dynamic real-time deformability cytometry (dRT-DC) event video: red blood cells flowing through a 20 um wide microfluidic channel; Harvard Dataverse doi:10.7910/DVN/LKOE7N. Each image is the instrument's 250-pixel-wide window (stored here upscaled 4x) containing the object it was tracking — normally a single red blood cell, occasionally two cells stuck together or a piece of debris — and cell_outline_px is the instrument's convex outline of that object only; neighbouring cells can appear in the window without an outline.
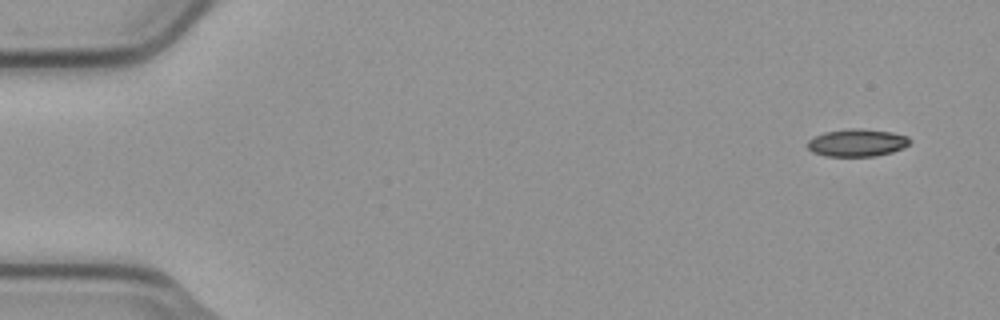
{"species": "common noctule bat (a hibernating species)", "species_latin": "Nyctalus noctula", "temperature_condition": "cold", "stored_images_in_passage": 3, "segment_of_instrument_passage": [2, 2], "camera_frame_rate_fps": 3000, "um_per_image_px": 0.085, "animal": {"sex": "male", "body_mass_g": 23.1, "forearm_length_mm": 52.7}, "frame": {"image": 1, "passage_image": 3, "time_ms": 0.667, "image_size_px": [1000, 320], "cell_outline_px": [[912, 140], [904, 148], [892, 152], [876, 156], [824, 156], [812, 152], [808, 148], [808, 140], [824, 132], [848, 128], [864, 128], [892, 132], [908, 136]], "centroid_in_image_um": [72.87, 12.12], "position_along_channel_um": 12.1, "area_um2": 16.59}}